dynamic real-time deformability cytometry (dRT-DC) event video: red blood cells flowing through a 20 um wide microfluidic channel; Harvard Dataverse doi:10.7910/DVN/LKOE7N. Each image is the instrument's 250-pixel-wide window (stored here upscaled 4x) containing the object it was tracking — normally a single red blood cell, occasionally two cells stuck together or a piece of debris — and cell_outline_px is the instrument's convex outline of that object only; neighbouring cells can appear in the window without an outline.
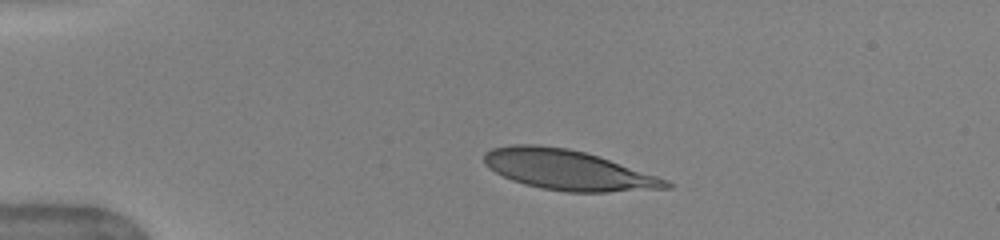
{"species": "human", "species_latin": "Homo sapiens", "temperature_condition": "warm", "stored_images_in_passage": 33, "camera_frame_rate_fps": 3000, "um_per_image_px": 0.085, "donor": {"sex": "female"}, "frame": {"image": 1, "passage_image": 1, "time_ms": 0.0, "image_size_px": [1000, 240], "cell_outline_px": [[672, 188], [608, 192], [564, 192], [540, 188], [524, 184], [512, 180], [488, 168], [484, 164], [484, 152], [492, 148], [512, 144], [540, 144], [568, 148], [584, 152], [668, 180], [672, 184]], "centroid_in_image_um": [48.22, 14.45], "position_along_channel_um": 36.8, "area_um2": 42.31}}
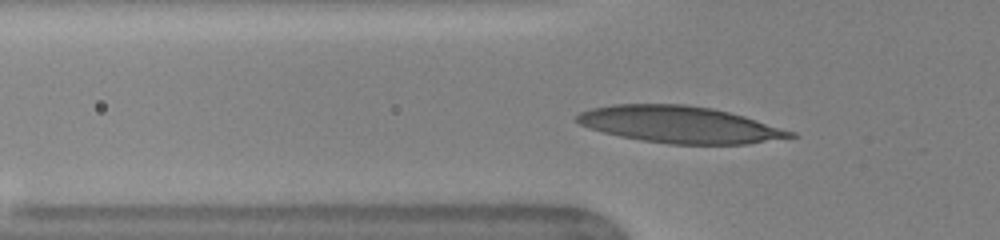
{"frame": {"image": 2, "passage_image": 7, "time_ms": 2.0, "image_size_px": [1000, 240], "cell_outline_px": [[800, 136], [748, 144], [668, 144], [640, 140], [620, 136], [588, 128], [580, 124], [576, 120], [576, 116], [580, 112], [592, 108], [616, 104], [688, 104], [712, 108], [744, 116], [796, 132]], "centroid_in_image_um": [57.8, 10.59], "position_along_channel_um": 68.0, "area_um2": 45.78}}
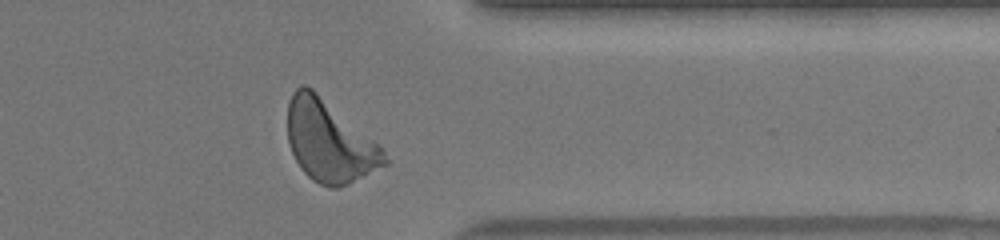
{"frame": {"image": 3, "passage_image": 31, "time_ms": 10.0, "image_size_px": [1000, 240], "cell_outline_px": [[388, 164], [340, 188], [332, 188], [320, 184], [312, 180], [300, 168], [292, 152], [288, 140], [288, 104], [292, 92], [300, 84], [304, 84], [312, 88], [380, 144], [388, 160]], "centroid_in_image_um": [28.0, 12.01], "position_along_channel_um": 383.4, "area_um2": 46.01}, "authors_computed_cell_mechanics": {"area_um2": 42.9454, "velocity_mm_per_s": 4.0171, "shape_relaxation_time_tau1_ms": 2.9278, "shape_relaxation_time_tau2_ms": 0.693, "deformation_change_tau1": 0.181, "deformation_change_tau2": 0.0839}}